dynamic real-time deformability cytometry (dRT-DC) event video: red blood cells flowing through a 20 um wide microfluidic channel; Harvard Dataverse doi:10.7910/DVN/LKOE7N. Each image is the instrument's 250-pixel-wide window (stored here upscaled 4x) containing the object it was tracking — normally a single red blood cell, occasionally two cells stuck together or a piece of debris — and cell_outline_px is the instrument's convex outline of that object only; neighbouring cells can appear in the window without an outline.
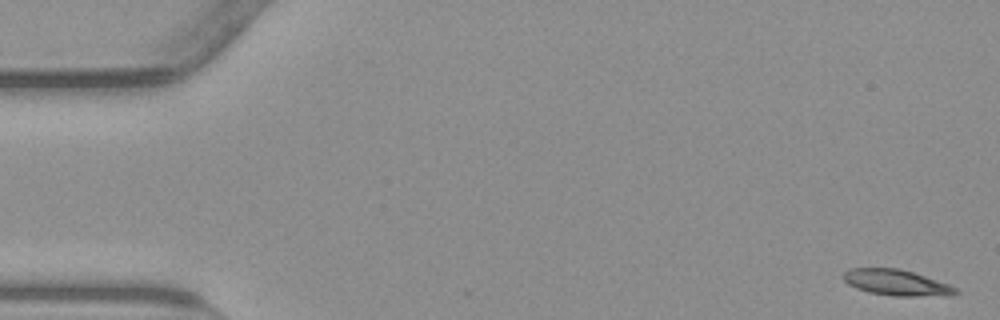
{"species": "common noctule bat (a hibernating species)", "species_latin": "Nyctalus noctula", "temperature_condition": "warm", "stored_images_in_passage": 54, "camera_frame_rate_fps": 3000, "um_per_image_px": 0.085, "animal": {"sex": "male", "body_mass_g": 23.1, "forearm_length_mm": 52.7}, "frame": {"image": 1, "passage_image": 1, "time_ms": 0.0, "image_size_px": [1000, 320], "cell_outline_px": [[960, 292], [944, 296], [896, 296], [868, 292], [856, 288], [848, 284], [840, 276], [848, 268], [900, 268], [948, 284], [956, 288]], "centroid_in_image_um": [76.15, 24.02], "position_along_channel_um": 8.9, "area_um2": 16.94}}
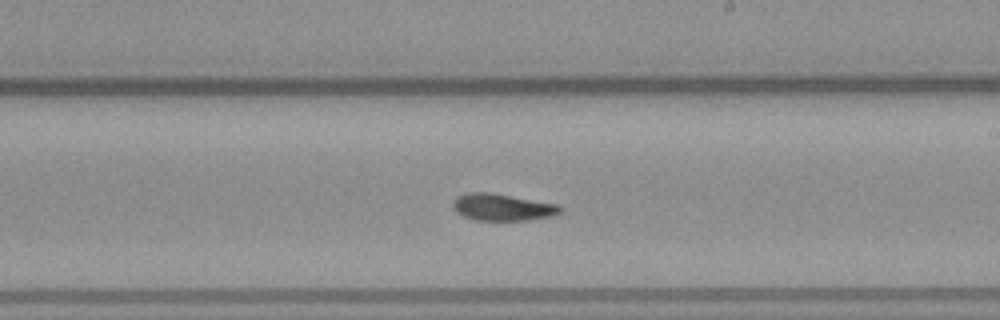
{"frame": {"image": 2, "passage_image": 31, "time_ms": 10.0, "image_size_px": [1000, 320], "cell_outline_px": [[564, 208], [560, 212], [552, 216], [528, 220], [476, 220], [464, 216], [456, 212], [452, 204], [452, 200], [456, 196], [468, 192], [492, 192], [560, 204]], "centroid_in_image_um": [42.72, 17.59], "position_along_channel_um": 246.3, "area_um2": 17.11}}
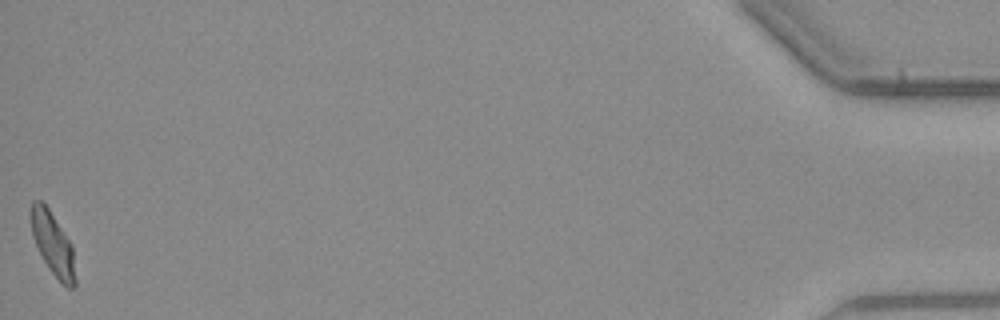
{"frame": {"image": 3, "passage_image": 54, "time_ms": 17.667, "image_size_px": [1000, 320], "cell_outline_px": [[76, 284], [72, 288], [68, 288], [48, 268], [32, 236], [28, 212], [32, 200], [40, 200], [48, 208], [72, 244], [76, 280]], "centroid_in_image_um": [4.46, 20.67], "position_along_channel_um": 430.7, "area_um2": 16.3}, "authors_computed_cell_mechanics": {"area_um2": 16.7909, "velocity_mm_per_s": 3.7889, "shape_relaxation_time_tau1_ms": 3.922, "shape_relaxation_time_tau2_ms": 3.2266, "deformation_change_tau1": 0.1869, "deformation_change_tau2": 0.1039}}